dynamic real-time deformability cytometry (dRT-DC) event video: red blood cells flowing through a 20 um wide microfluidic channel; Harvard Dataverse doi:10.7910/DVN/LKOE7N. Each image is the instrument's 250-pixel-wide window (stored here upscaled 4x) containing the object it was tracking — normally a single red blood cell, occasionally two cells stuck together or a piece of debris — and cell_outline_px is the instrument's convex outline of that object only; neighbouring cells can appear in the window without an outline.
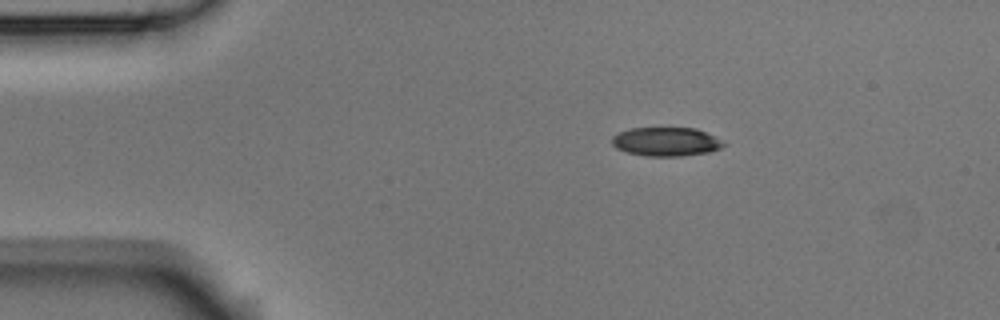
{"species": "Egyptian fruit bat (a non-hibernating species)", "species_latin": "Rousettus aegyptiacus", "temperature_condition": "room temperature", "stored_images_in_passage": 8, "camera_frame_rate_fps": 3000, "um_per_image_px": 0.085, "animal": {"sex": "male"}, "frame": {"image": 1, "passage_image": 2, "time_ms": 0.333, "image_size_px": [1000, 320], "cell_outline_px": [[724, 144], [720, 148], [708, 152], [680, 156], [644, 156], [628, 152], [616, 148], [612, 144], [612, 136], [628, 128], [696, 128], [720, 140]], "centroid_in_image_um": [56.56, 12.04], "position_along_channel_um": 28.4, "area_um2": 18.5}}
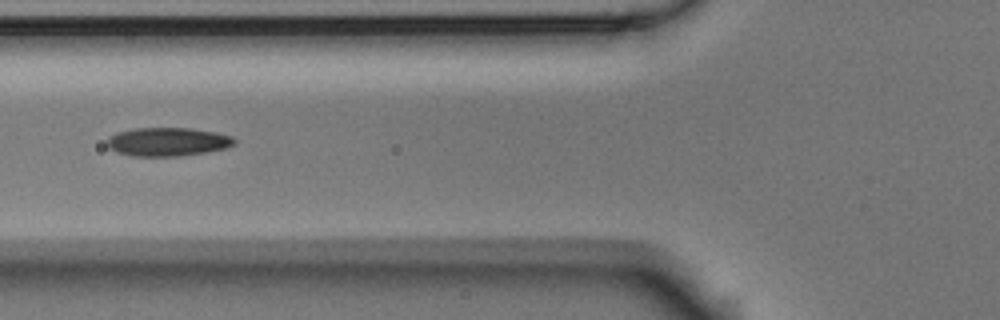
{"frame": {"image": 2, "passage_image": 5, "time_ms": 1.333, "image_size_px": [1000, 320], "cell_outline_px": [[236, 144], [224, 148], [204, 152], [180, 156], [132, 156], [116, 152], [108, 148], [104, 144], [108, 136], [116, 132], [132, 128], [192, 128], [216, 132], [232, 136], [236, 140]], "centroid_in_image_um": [14.19, 12.04], "position_along_channel_um": 111.6, "area_um2": 21.5}}
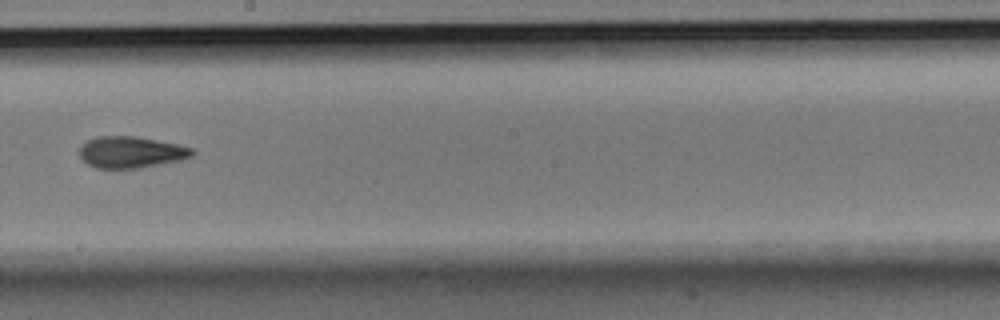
{"frame": {"image": 3, "passage_image": 8, "time_ms": 2.333, "image_size_px": [1000, 320], "cell_outline_px": [[196, 152], [192, 156], [180, 160], [140, 168], [96, 168], [88, 164], [80, 156], [80, 148], [88, 140], [96, 136], [136, 136], [176, 144], [192, 148]], "centroid_in_image_um": [11.14, 12.93], "position_along_channel_um": 237.1, "area_um2": 20.52}}